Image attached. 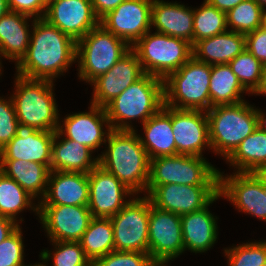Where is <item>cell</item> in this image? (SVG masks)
I'll list each match as a JSON object with an SVG mask.
<instances>
[{
	"label": "cell",
	"instance_id": "cell-26",
	"mask_svg": "<svg viewBox=\"0 0 266 266\" xmlns=\"http://www.w3.org/2000/svg\"><path fill=\"white\" fill-rule=\"evenodd\" d=\"M61 136L62 135L58 131H55L52 142L51 171L88 174L98 165V157L93 160L91 159V149L73 140L67 139L65 136L59 142Z\"/></svg>",
	"mask_w": 266,
	"mask_h": 266
},
{
	"label": "cell",
	"instance_id": "cell-9",
	"mask_svg": "<svg viewBox=\"0 0 266 266\" xmlns=\"http://www.w3.org/2000/svg\"><path fill=\"white\" fill-rule=\"evenodd\" d=\"M164 184L219 186V170L198 156L178 154L151 159L147 186Z\"/></svg>",
	"mask_w": 266,
	"mask_h": 266
},
{
	"label": "cell",
	"instance_id": "cell-36",
	"mask_svg": "<svg viewBox=\"0 0 266 266\" xmlns=\"http://www.w3.org/2000/svg\"><path fill=\"white\" fill-rule=\"evenodd\" d=\"M228 65L246 92L253 94L260 83L263 64L245 49Z\"/></svg>",
	"mask_w": 266,
	"mask_h": 266
},
{
	"label": "cell",
	"instance_id": "cell-4",
	"mask_svg": "<svg viewBox=\"0 0 266 266\" xmlns=\"http://www.w3.org/2000/svg\"><path fill=\"white\" fill-rule=\"evenodd\" d=\"M11 97L21 129L57 131L59 111L53 96V82L16 76Z\"/></svg>",
	"mask_w": 266,
	"mask_h": 266
},
{
	"label": "cell",
	"instance_id": "cell-35",
	"mask_svg": "<svg viewBox=\"0 0 266 266\" xmlns=\"http://www.w3.org/2000/svg\"><path fill=\"white\" fill-rule=\"evenodd\" d=\"M265 11L255 0H245L226 13L230 31L248 34L264 25Z\"/></svg>",
	"mask_w": 266,
	"mask_h": 266
},
{
	"label": "cell",
	"instance_id": "cell-32",
	"mask_svg": "<svg viewBox=\"0 0 266 266\" xmlns=\"http://www.w3.org/2000/svg\"><path fill=\"white\" fill-rule=\"evenodd\" d=\"M114 232L110 218H92L79 243L93 264L114 249Z\"/></svg>",
	"mask_w": 266,
	"mask_h": 266
},
{
	"label": "cell",
	"instance_id": "cell-2",
	"mask_svg": "<svg viewBox=\"0 0 266 266\" xmlns=\"http://www.w3.org/2000/svg\"><path fill=\"white\" fill-rule=\"evenodd\" d=\"M135 131L111 129L107 150L98 157V164L138 194L147 188L150 158Z\"/></svg>",
	"mask_w": 266,
	"mask_h": 266
},
{
	"label": "cell",
	"instance_id": "cell-14",
	"mask_svg": "<svg viewBox=\"0 0 266 266\" xmlns=\"http://www.w3.org/2000/svg\"><path fill=\"white\" fill-rule=\"evenodd\" d=\"M88 181V209L94 218H111L129 202L124 196L134 194L99 164L88 173Z\"/></svg>",
	"mask_w": 266,
	"mask_h": 266
},
{
	"label": "cell",
	"instance_id": "cell-29",
	"mask_svg": "<svg viewBox=\"0 0 266 266\" xmlns=\"http://www.w3.org/2000/svg\"><path fill=\"white\" fill-rule=\"evenodd\" d=\"M0 171L15 180L31 197L42 195L48 186L50 167L25 160H0Z\"/></svg>",
	"mask_w": 266,
	"mask_h": 266
},
{
	"label": "cell",
	"instance_id": "cell-40",
	"mask_svg": "<svg viewBox=\"0 0 266 266\" xmlns=\"http://www.w3.org/2000/svg\"><path fill=\"white\" fill-rule=\"evenodd\" d=\"M18 119L11 99L0 97V150H2L20 131Z\"/></svg>",
	"mask_w": 266,
	"mask_h": 266
},
{
	"label": "cell",
	"instance_id": "cell-15",
	"mask_svg": "<svg viewBox=\"0 0 266 266\" xmlns=\"http://www.w3.org/2000/svg\"><path fill=\"white\" fill-rule=\"evenodd\" d=\"M37 214L51 241L79 242L93 218L88 206H38Z\"/></svg>",
	"mask_w": 266,
	"mask_h": 266
},
{
	"label": "cell",
	"instance_id": "cell-3",
	"mask_svg": "<svg viewBox=\"0 0 266 266\" xmlns=\"http://www.w3.org/2000/svg\"><path fill=\"white\" fill-rule=\"evenodd\" d=\"M163 106V79L145 74L104 108L111 129L134 130L127 120L140 118L143 124L151 116L158 113Z\"/></svg>",
	"mask_w": 266,
	"mask_h": 266
},
{
	"label": "cell",
	"instance_id": "cell-21",
	"mask_svg": "<svg viewBox=\"0 0 266 266\" xmlns=\"http://www.w3.org/2000/svg\"><path fill=\"white\" fill-rule=\"evenodd\" d=\"M47 192L37 206H88L89 181L87 173L51 171Z\"/></svg>",
	"mask_w": 266,
	"mask_h": 266
},
{
	"label": "cell",
	"instance_id": "cell-25",
	"mask_svg": "<svg viewBox=\"0 0 266 266\" xmlns=\"http://www.w3.org/2000/svg\"><path fill=\"white\" fill-rule=\"evenodd\" d=\"M193 56L209 65L228 64L245 49V35L227 30L222 34L197 41L193 46Z\"/></svg>",
	"mask_w": 266,
	"mask_h": 266
},
{
	"label": "cell",
	"instance_id": "cell-50",
	"mask_svg": "<svg viewBox=\"0 0 266 266\" xmlns=\"http://www.w3.org/2000/svg\"><path fill=\"white\" fill-rule=\"evenodd\" d=\"M170 259H151L147 266H167L165 265L168 263Z\"/></svg>",
	"mask_w": 266,
	"mask_h": 266
},
{
	"label": "cell",
	"instance_id": "cell-17",
	"mask_svg": "<svg viewBox=\"0 0 266 266\" xmlns=\"http://www.w3.org/2000/svg\"><path fill=\"white\" fill-rule=\"evenodd\" d=\"M224 178L219 172V195L239 211L266 221V188L253 173L236 172Z\"/></svg>",
	"mask_w": 266,
	"mask_h": 266
},
{
	"label": "cell",
	"instance_id": "cell-5",
	"mask_svg": "<svg viewBox=\"0 0 266 266\" xmlns=\"http://www.w3.org/2000/svg\"><path fill=\"white\" fill-rule=\"evenodd\" d=\"M210 77L211 65L192 56L163 80L164 105L180 110L207 112L211 109Z\"/></svg>",
	"mask_w": 266,
	"mask_h": 266
},
{
	"label": "cell",
	"instance_id": "cell-19",
	"mask_svg": "<svg viewBox=\"0 0 266 266\" xmlns=\"http://www.w3.org/2000/svg\"><path fill=\"white\" fill-rule=\"evenodd\" d=\"M144 75L137 54L130 49L108 72L91 82L94 85L91 104L105 107Z\"/></svg>",
	"mask_w": 266,
	"mask_h": 266
},
{
	"label": "cell",
	"instance_id": "cell-52",
	"mask_svg": "<svg viewBox=\"0 0 266 266\" xmlns=\"http://www.w3.org/2000/svg\"><path fill=\"white\" fill-rule=\"evenodd\" d=\"M261 7L262 9L265 11V7H266V0H255Z\"/></svg>",
	"mask_w": 266,
	"mask_h": 266
},
{
	"label": "cell",
	"instance_id": "cell-31",
	"mask_svg": "<svg viewBox=\"0 0 266 266\" xmlns=\"http://www.w3.org/2000/svg\"><path fill=\"white\" fill-rule=\"evenodd\" d=\"M237 172L252 173L266 164V132L257 127L227 158Z\"/></svg>",
	"mask_w": 266,
	"mask_h": 266
},
{
	"label": "cell",
	"instance_id": "cell-41",
	"mask_svg": "<svg viewBox=\"0 0 266 266\" xmlns=\"http://www.w3.org/2000/svg\"><path fill=\"white\" fill-rule=\"evenodd\" d=\"M151 259L149 253L112 251L98 258L92 266H147Z\"/></svg>",
	"mask_w": 266,
	"mask_h": 266
},
{
	"label": "cell",
	"instance_id": "cell-54",
	"mask_svg": "<svg viewBox=\"0 0 266 266\" xmlns=\"http://www.w3.org/2000/svg\"><path fill=\"white\" fill-rule=\"evenodd\" d=\"M264 26L266 27V10H265V14H264Z\"/></svg>",
	"mask_w": 266,
	"mask_h": 266
},
{
	"label": "cell",
	"instance_id": "cell-22",
	"mask_svg": "<svg viewBox=\"0 0 266 266\" xmlns=\"http://www.w3.org/2000/svg\"><path fill=\"white\" fill-rule=\"evenodd\" d=\"M55 131L20 129L0 150V160H25L50 167Z\"/></svg>",
	"mask_w": 266,
	"mask_h": 266
},
{
	"label": "cell",
	"instance_id": "cell-43",
	"mask_svg": "<svg viewBox=\"0 0 266 266\" xmlns=\"http://www.w3.org/2000/svg\"><path fill=\"white\" fill-rule=\"evenodd\" d=\"M9 10L32 18H43L47 8L46 0H7ZM35 16V17H33Z\"/></svg>",
	"mask_w": 266,
	"mask_h": 266
},
{
	"label": "cell",
	"instance_id": "cell-46",
	"mask_svg": "<svg viewBox=\"0 0 266 266\" xmlns=\"http://www.w3.org/2000/svg\"><path fill=\"white\" fill-rule=\"evenodd\" d=\"M212 6L216 7L218 10L227 13L232 8L237 6L239 3L245 0H206Z\"/></svg>",
	"mask_w": 266,
	"mask_h": 266
},
{
	"label": "cell",
	"instance_id": "cell-13",
	"mask_svg": "<svg viewBox=\"0 0 266 266\" xmlns=\"http://www.w3.org/2000/svg\"><path fill=\"white\" fill-rule=\"evenodd\" d=\"M43 19L76 42L100 24L91 0H49Z\"/></svg>",
	"mask_w": 266,
	"mask_h": 266
},
{
	"label": "cell",
	"instance_id": "cell-1",
	"mask_svg": "<svg viewBox=\"0 0 266 266\" xmlns=\"http://www.w3.org/2000/svg\"><path fill=\"white\" fill-rule=\"evenodd\" d=\"M27 54L16 64L17 75L54 80L77 60V42L43 18L33 20Z\"/></svg>",
	"mask_w": 266,
	"mask_h": 266
},
{
	"label": "cell",
	"instance_id": "cell-8",
	"mask_svg": "<svg viewBox=\"0 0 266 266\" xmlns=\"http://www.w3.org/2000/svg\"><path fill=\"white\" fill-rule=\"evenodd\" d=\"M130 49L123 39L99 24L77 41L80 79L91 83L108 72Z\"/></svg>",
	"mask_w": 266,
	"mask_h": 266
},
{
	"label": "cell",
	"instance_id": "cell-33",
	"mask_svg": "<svg viewBox=\"0 0 266 266\" xmlns=\"http://www.w3.org/2000/svg\"><path fill=\"white\" fill-rule=\"evenodd\" d=\"M33 199L15 180L0 171V216L16 222V215L28 206L38 212V206H32Z\"/></svg>",
	"mask_w": 266,
	"mask_h": 266
},
{
	"label": "cell",
	"instance_id": "cell-42",
	"mask_svg": "<svg viewBox=\"0 0 266 266\" xmlns=\"http://www.w3.org/2000/svg\"><path fill=\"white\" fill-rule=\"evenodd\" d=\"M245 45L256 59L263 65L266 64V27L264 25L245 35Z\"/></svg>",
	"mask_w": 266,
	"mask_h": 266
},
{
	"label": "cell",
	"instance_id": "cell-37",
	"mask_svg": "<svg viewBox=\"0 0 266 266\" xmlns=\"http://www.w3.org/2000/svg\"><path fill=\"white\" fill-rule=\"evenodd\" d=\"M224 252L229 266H262L266 262V241L243 243Z\"/></svg>",
	"mask_w": 266,
	"mask_h": 266
},
{
	"label": "cell",
	"instance_id": "cell-34",
	"mask_svg": "<svg viewBox=\"0 0 266 266\" xmlns=\"http://www.w3.org/2000/svg\"><path fill=\"white\" fill-rule=\"evenodd\" d=\"M194 44L206 38L226 32V13L218 10L204 0L203 5L194 10L193 17Z\"/></svg>",
	"mask_w": 266,
	"mask_h": 266
},
{
	"label": "cell",
	"instance_id": "cell-7",
	"mask_svg": "<svg viewBox=\"0 0 266 266\" xmlns=\"http://www.w3.org/2000/svg\"><path fill=\"white\" fill-rule=\"evenodd\" d=\"M150 33L148 31L131 49L137 54L145 74L164 80L193 56V48L185 39Z\"/></svg>",
	"mask_w": 266,
	"mask_h": 266
},
{
	"label": "cell",
	"instance_id": "cell-12",
	"mask_svg": "<svg viewBox=\"0 0 266 266\" xmlns=\"http://www.w3.org/2000/svg\"><path fill=\"white\" fill-rule=\"evenodd\" d=\"M151 7L152 0H125L105 15L100 24L132 47L152 28Z\"/></svg>",
	"mask_w": 266,
	"mask_h": 266
},
{
	"label": "cell",
	"instance_id": "cell-48",
	"mask_svg": "<svg viewBox=\"0 0 266 266\" xmlns=\"http://www.w3.org/2000/svg\"><path fill=\"white\" fill-rule=\"evenodd\" d=\"M256 178L262 183L266 188V164L258 167L254 172H252Z\"/></svg>",
	"mask_w": 266,
	"mask_h": 266
},
{
	"label": "cell",
	"instance_id": "cell-24",
	"mask_svg": "<svg viewBox=\"0 0 266 266\" xmlns=\"http://www.w3.org/2000/svg\"><path fill=\"white\" fill-rule=\"evenodd\" d=\"M142 125L146 137L139 135V138L150 160L161 156L177 155L171 125V107L164 105L158 113Z\"/></svg>",
	"mask_w": 266,
	"mask_h": 266
},
{
	"label": "cell",
	"instance_id": "cell-51",
	"mask_svg": "<svg viewBox=\"0 0 266 266\" xmlns=\"http://www.w3.org/2000/svg\"><path fill=\"white\" fill-rule=\"evenodd\" d=\"M9 11L7 0H0V17L6 15Z\"/></svg>",
	"mask_w": 266,
	"mask_h": 266
},
{
	"label": "cell",
	"instance_id": "cell-49",
	"mask_svg": "<svg viewBox=\"0 0 266 266\" xmlns=\"http://www.w3.org/2000/svg\"><path fill=\"white\" fill-rule=\"evenodd\" d=\"M256 114H257V125L258 127L266 132V114H263L261 110L256 109Z\"/></svg>",
	"mask_w": 266,
	"mask_h": 266
},
{
	"label": "cell",
	"instance_id": "cell-38",
	"mask_svg": "<svg viewBox=\"0 0 266 266\" xmlns=\"http://www.w3.org/2000/svg\"><path fill=\"white\" fill-rule=\"evenodd\" d=\"M55 245L52 255L54 266H92L79 242L51 241Z\"/></svg>",
	"mask_w": 266,
	"mask_h": 266
},
{
	"label": "cell",
	"instance_id": "cell-39",
	"mask_svg": "<svg viewBox=\"0 0 266 266\" xmlns=\"http://www.w3.org/2000/svg\"><path fill=\"white\" fill-rule=\"evenodd\" d=\"M20 226L0 243V266H22L24 245Z\"/></svg>",
	"mask_w": 266,
	"mask_h": 266
},
{
	"label": "cell",
	"instance_id": "cell-28",
	"mask_svg": "<svg viewBox=\"0 0 266 266\" xmlns=\"http://www.w3.org/2000/svg\"><path fill=\"white\" fill-rule=\"evenodd\" d=\"M30 18L28 15L12 11L0 17V55L16 60V64L28 51L31 34L27 20Z\"/></svg>",
	"mask_w": 266,
	"mask_h": 266
},
{
	"label": "cell",
	"instance_id": "cell-18",
	"mask_svg": "<svg viewBox=\"0 0 266 266\" xmlns=\"http://www.w3.org/2000/svg\"><path fill=\"white\" fill-rule=\"evenodd\" d=\"M171 108V125L177 155L202 157L205 146L211 148L207 112Z\"/></svg>",
	"mask_w": 266,
	"mask_h": 266
},
{
	"label": "cell",
	"instance_id": "cell-6",
	"mask_svg": "<svg viewBox=\"0 0 266 266\" xmlns=\"http://www.w3.org/2000/svg\"><path fill=\"white\" fill-rule=\"evenodd\" d=\"M207 118L210 149L225 159L258 127L256 109L245 101L214 106L207 111Z\"/></svg>",
	"mask_w": 266,
	"mask_h": 266
},
{
	"label": "cell",
	"instance_id": "cell-23",
	"mask_svg": "<svg viewBox=\"0 0 266 266\" xmlns=\"http://www.w3.org/2000/svg\"><path fill=\"white\" fill-rule=\"evenodd\" d=\"M194 10L178 3L152 0L151 26L158 33L187 40L194 45Z\"/></svg>",
	"mask_w": 266,
	"mask_h": 266
},
{
	"label": "cell",
	"instance_id": "cell-30",
	"mask_svg": "<svg viewBox=\"0 0 266 266\" xmlns=\"http://www.w3.org/2000/svg\"><path fill=\"white\" fill-rule=\"evenodd\" d=\"M246 91L228 64L211 65L210 102L211 108L217 105L241 103V93Z\"/></svg>",
	"mask_w": 266,
	"mask_h": 266
},
{
	"label": "cell",
	"instance_id": "cell-10",
	"mask_svg": "<svg viewBox=\"0 0 266 266\" xmlns=\"http://www.w3.org/2000/svg\"><path fill=\"white\" fill-rule=\"evenodd\" d=\"M150 199H131L110 219L114 232L115 251L149 253Z\"/></svg>",
	"mask_w": 266,
	"mask_h": 266
},
{
	"label": "cell",
	"instance_id": "cell-44",
	"mask_svg": "<svg viewBox=\"0 0 266 266\" xmlns=\"http://www.w3.org/2000/svg\"><path fill=\"white\" fill-rule=\"evenodd\" d=\"M125 0H91L95 15L101 20Z\"/></svg>",
	"mask_w": 266,
	"mask_h": 266
},
{
	"label": "cell",
	"instance_id": "cell-20",
	"mask_svg": "<svg viewBox=\"0 0 266 266\" xmlns=\"http://www.w3.org/2000/svg\"><path fill=\"white\" fill-rule=\"evenodd\" d=\"M103 123L107 124L105 127H108V132L103 131ZM63 125L64 129L59 124L57 130L61 135L64 134L67 139L82 144L92 151L98 149L102 142H107L104 136L107 137L111 130L105 108L93 104L89 112L68 115Z\"/></svg>",
	"mask_w": 266,
	"mask_h": 266
},
{
	"label": "cell",
	"instance_id": "cell-53",
	"mask_svg": "<svg viewBox=\"0 0 266 266\" xmlns=\"http://www.w3.org/2000/svg\"><path fill=\"white\" fill-rule=\"evenodd\" d=\"M22 266H26V265H22ZM27 266H46V264L44 265V264H42V263H38V264H35V265H27Z\"/></svg>",
	"mask_w": 266,
	"mask_h": 266
},
{
	"label": "cell",
	"instance_id": "cell-11",
	"mask_svg": "<svg viewBox=\"0 0 266 266\" xmlns=\"http://www.w3.org/2000/svg\"><path fill=\"white\" fill-rule=\"evenodd\" d=\"M146 190L153 206L179 216L202 210L220 197L219 186L164 184Z\"/></svg>",
	"mask_w": 266,
	"mask_h": 266
},
{
	"label": "cell",
	"instance_id": "cell-47",
	"mask_svg": "<svg viewBox=\"0 0 266 266\" xmlns=\"http://www.w3.org/2000/svg\"><path fill=\"white\" fill-rule=\"evenodd\" d=\"M253 93L266 95V64L263 65L260 83Z\"/></svg>",
	"mask_w": 266,
	"mask_h": 266
},
{
	"label": "cell",
	"instance_id": "cell-45",
	"mask_svg": "<svg viewBox=\"0 0 266 266\" xmlns=\"http://www.w3.org/2000/svg\"><path fill=\"white\" fill-rule=\"evenodd\" d=\"M19 224L14 220L0 216V243L12 234Z\"/></svg>",
	"mask_w": 266,
	"mask_h": 266
},
{
	"label": "cell",
	"instance_id": "cell-27",
	"mask_svg": "<svg viewBox=\"0 0 266 266\" xmlns=\"http://www.w3.org/2000/svg\"><path fill=\"white\" fill-rule=\"evenodd\" d=\"M181 223L184 251L201 253L214 245L218 227L208 206L202 210L182 215Z\"/></svg>",
	"mask_w": 266,
	"mask_h": 266
},
{
	"label": "cell",
	"instance_id": "cell-16",
	"mask_svg": "<svg viewBox=\"0 0 266 266\" xmlns=\"http://www.w3.org/2000/svg\"><path fill=\"white\" fill-rule=\"evenodd\" d=\"M149 255L153 259H175L184 251L181 216L156 208L150 201Z\"/></svg>",
	"mask_w": 266,
	"mask_h": 266
}]
</instances>
